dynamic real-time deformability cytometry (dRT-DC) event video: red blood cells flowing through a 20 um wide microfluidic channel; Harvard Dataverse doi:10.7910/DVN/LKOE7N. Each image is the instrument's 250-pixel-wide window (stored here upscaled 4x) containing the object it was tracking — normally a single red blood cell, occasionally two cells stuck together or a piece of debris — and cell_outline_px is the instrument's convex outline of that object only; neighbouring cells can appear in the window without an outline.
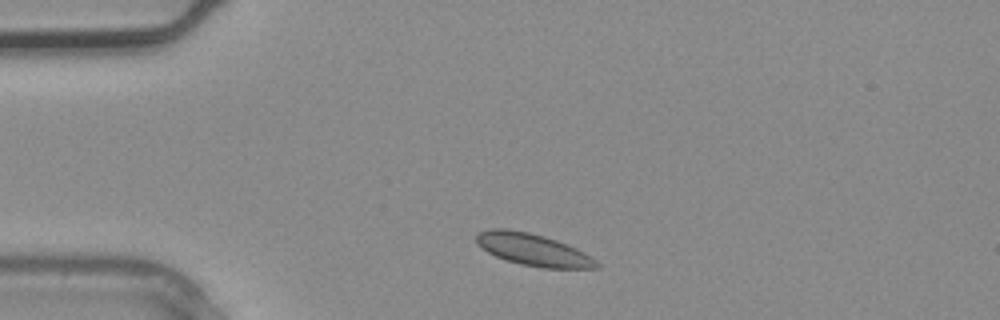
{"species": "common noctule bat (a hibernating species)", "species_latin": "Nyctalus noctula", "temperature_condition": "warm", "stored_images_in_passage": 1, "camera_frame_rate_fps": 3000, "um_per_image_px": 0.085, "animal": {"sex": "male", "body_mass_g": 20.4}, "frame": {"image": 1, "passage_image": 1, "time_ms": 0.0, "image_size_px": [1000, 320], "cell_outline_px": [[600, 268], [544, 268], [520, 264], [496, 256], [488, 252], [476, 244], [476, 236], [480, 232], [488, 228], [504, 228], [528, 232], [544, 236], [556, 240], [576, 248], [584, 252], [596, 260], [600, 264]], "centroid_in_image_um": [45.31, 21.22], "position_along_channel_um": 39.7, "area_um2": 22.37}}